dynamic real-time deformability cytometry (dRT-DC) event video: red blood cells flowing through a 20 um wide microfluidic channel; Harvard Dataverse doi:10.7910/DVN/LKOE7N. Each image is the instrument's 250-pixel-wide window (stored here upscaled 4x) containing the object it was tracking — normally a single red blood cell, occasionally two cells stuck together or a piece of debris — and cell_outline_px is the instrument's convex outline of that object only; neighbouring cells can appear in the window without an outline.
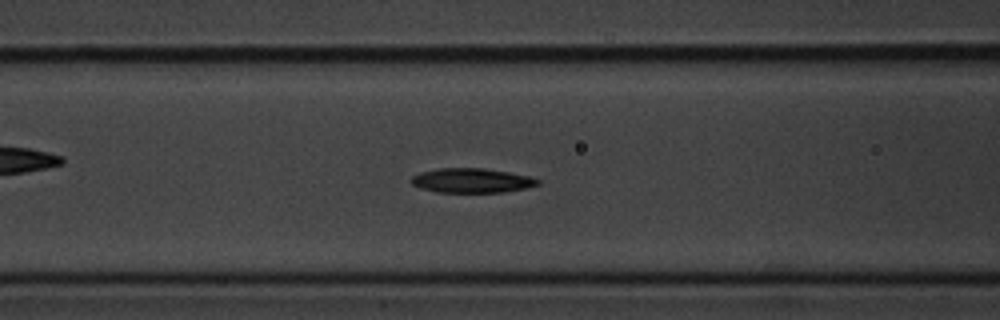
{"species": "common noctule bat (a hibernating species)", "species_latin": "Nyctalus noctula", "temperature_condition": "cold", "stored_images_in_passage": 55, "camera_frame_rate_fps": 3000, "um_per_image_px": 0.085, "animal": {"sex": "male", "body_mass_g": 20.1, "forearm_length_mm": 53.5}, "frame": {"image": 1, "passage_image": 21, "time_ms": 6.667, "image_size_px": [1000, 320], "cell_outline_px": [[540, 184], [528, 188], [504, 192], [436, 192], [420, 188], [412, 184], [408, 180], [412, 176], [420, 172], [440, 168], [484, 168], [508, 172], [528, 176], [540, 180]], "centroid_in_image_um": [40.08, 15.35], "position_along_channel_um": 126.5, "area_um2": 18.15}}
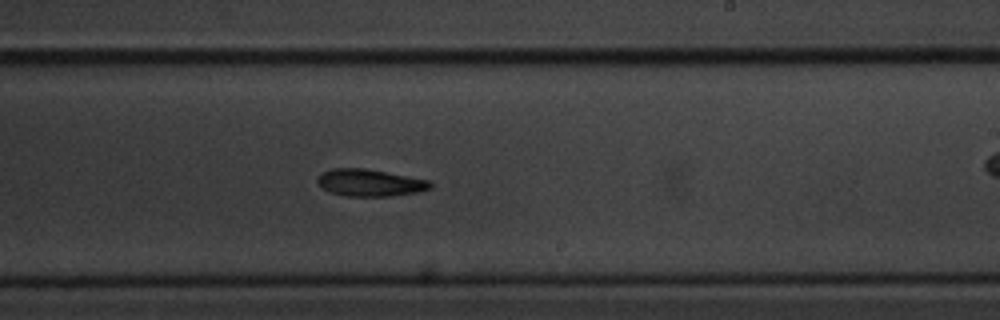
{"frame": {"image": 2, "passage_image": 32, "time_ms": 10.333, "image_size_px": [1000, 320], "cell_outline_px": [[432, 188], [416, 192], [388, 196], [348, 196], [332, 192], [324, 188], [316, 180], [324, 172], [332, 168], [364, 168], [432, 180]], "centroid_in_image_um": [31.5, 15.52], "position_along_channel_um": 257.5, "area_um2": 17.57}}
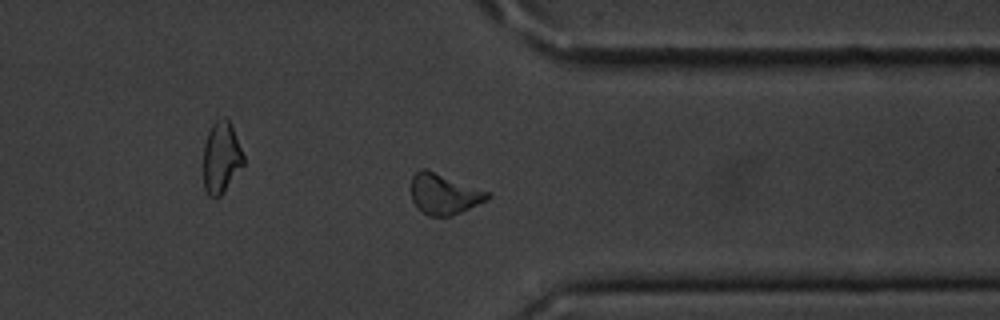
{"frame": {"image": 3, "passage_image": 42, "time_ms": 13.667, "image_size_px": [1000, 320], "cell_outline_px": [[492, 196], [460, 212], [448, 216], [428, 216], [416, 208], [412, 200], [412, 176], [420, 168], [424, 168], [492, 192]], "centroid_in_image_um": [37.73, 16.48], "position_along_channel_um": 373.7, "area_um2": 17.98}, "authors_computed_cell_mechanics": {"area_um2": 18.0914, "velocity_mm_per_s": 3.5796, "shape_relaxation_time_tau1_ms": 4.1758, "shape_relaxation_time_tau2_ms": null, "deformation_change_tau1": 0.1164, "deformation_change_tau2": null}}